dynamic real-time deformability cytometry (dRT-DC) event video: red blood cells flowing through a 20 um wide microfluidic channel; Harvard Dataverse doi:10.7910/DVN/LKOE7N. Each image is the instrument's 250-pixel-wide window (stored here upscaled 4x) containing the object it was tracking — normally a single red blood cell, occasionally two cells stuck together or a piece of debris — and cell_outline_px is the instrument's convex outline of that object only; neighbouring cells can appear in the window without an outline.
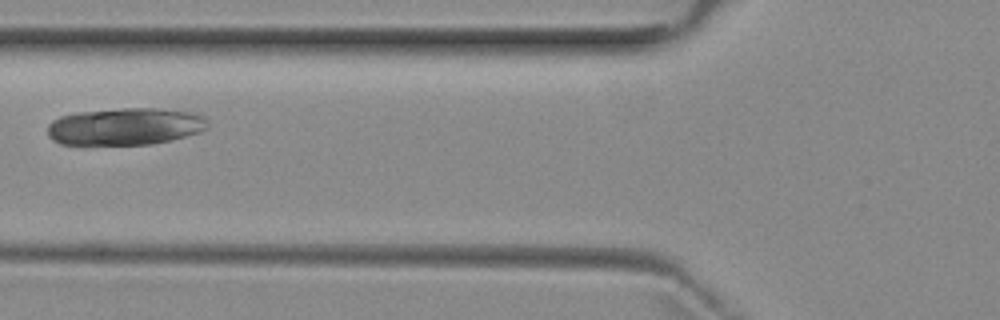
{"species": "common noctule bat (a hibernating species)", "species_latin": "Nyctalus noctula", "temperature_condition": "room temperature", "stored_images_in_passage": 3, "camera_frame_rate_fps": 3000, "um_per_image_px": 0.085, "animal": {"sex": "female", "body_mass_g": 29.2, "forearm_length_mm": 56.3}, "frame": {"image": 1, "passage_image": 3, "time_ms": 2.333, "image_size_px": [1000, 320], "cell_outline_px": [[208, 128], [200, 132], [152, 144], [60, 144], [52, 140], [48, 136], [48, 124], [52, 120], [60, 116], [76, 112], [120, 108], [160, 108], [196, 112], [204, 116], [208, 120]], "centroid_in_image_um": [10.65, 10.73], "position_along_channel_um": 115.1, "area_um2": 34.97}}